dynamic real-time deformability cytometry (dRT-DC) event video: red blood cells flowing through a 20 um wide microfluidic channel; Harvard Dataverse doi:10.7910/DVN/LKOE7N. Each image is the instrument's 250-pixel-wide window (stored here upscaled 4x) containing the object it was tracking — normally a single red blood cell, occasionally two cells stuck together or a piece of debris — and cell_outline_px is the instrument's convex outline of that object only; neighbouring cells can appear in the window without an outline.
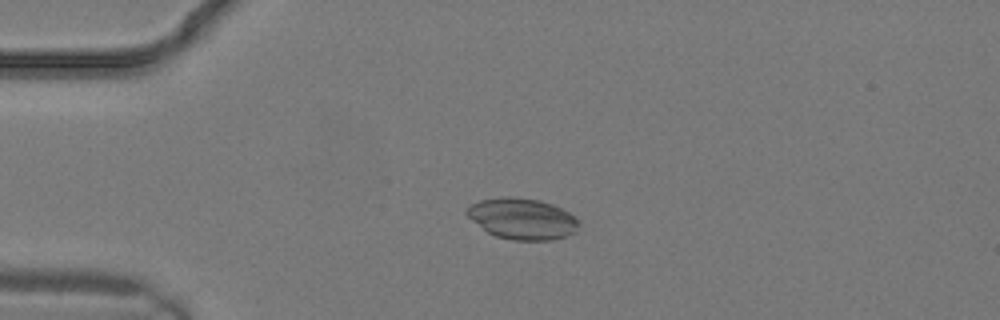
{"species": "common noctule bat (a hibernating species)", "species_latin": "Nyctalus noctula", "temperature_condition": "warm", "stored_images_in_passage": 6, "camera_frame_rate_fps": 3000, "um_per_image_px": 0.085, "animal": {"sex": "male", "body_mass_g": 19.2, "forearm_length_mm": 51.8}, "frame": {"image": 1, "passage_image": 1, "time_ms": 0.0, "image_size_px": [1000, 320], "cell_outline_px": [[580, 224], [576, 232], [552, 240], [512, 240], [496, 236], [488, 232], [472, 220], [464, 212], [468, 204], [480, 200], [500, 196], [512, 196], [540, 200], [552, 204], [576, 216], [580, 220]], "centroid_in_image_um": [44.39, 18.57], "position_along_channel_um": 40.6, "area_um2": 27.11}}
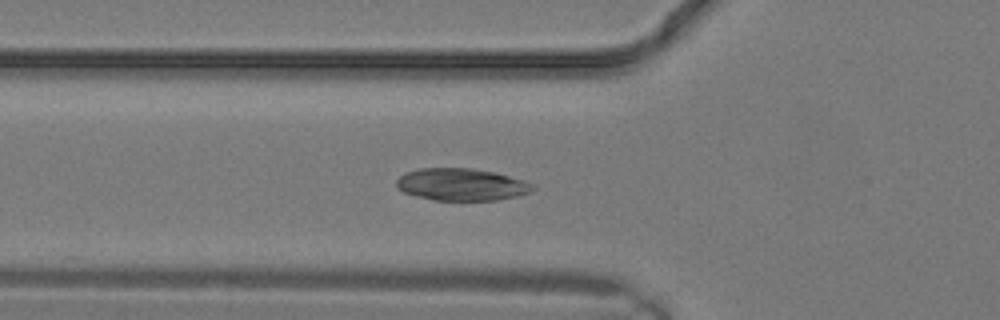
{"frame": {"image": 2, "passage_image": 4, "time_ms": 1.0, "image_size_px": [1000, 320], "cell_outline_px": [[536, 188], [532, 192], [516, 196], [496, 200], [432, 200], [416, 196], [404, 192], [396, 188], [396, 180], [404, 172], [420, 168], [472, 168], [492, 172], [524, 180], [532, 184]], "centroid_in_image_um": [39.2, 15.68], "position_along_channel_um": 86.6, "area_um2": 25.61}}
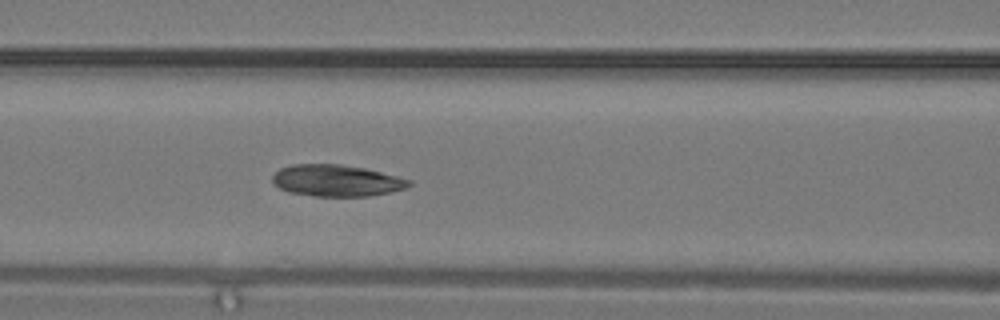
{"frame": {"image": 3, "passage_image": 6, "time_ms": 1.667, "image_size_px": [1000, 320], "cell_outline_px": [[412, 184], [408, 188], [368, 196], [316, 196], [288, 192], [280, 188], [272, 180], [272, 176], [280, 168], [292, 164], [340, 164], [364, 168], [412, 180]], "centroid_in_image_um": [28.61, 15.35], "position_along_channel_um": 138.0, "area_um2": 25.03}}